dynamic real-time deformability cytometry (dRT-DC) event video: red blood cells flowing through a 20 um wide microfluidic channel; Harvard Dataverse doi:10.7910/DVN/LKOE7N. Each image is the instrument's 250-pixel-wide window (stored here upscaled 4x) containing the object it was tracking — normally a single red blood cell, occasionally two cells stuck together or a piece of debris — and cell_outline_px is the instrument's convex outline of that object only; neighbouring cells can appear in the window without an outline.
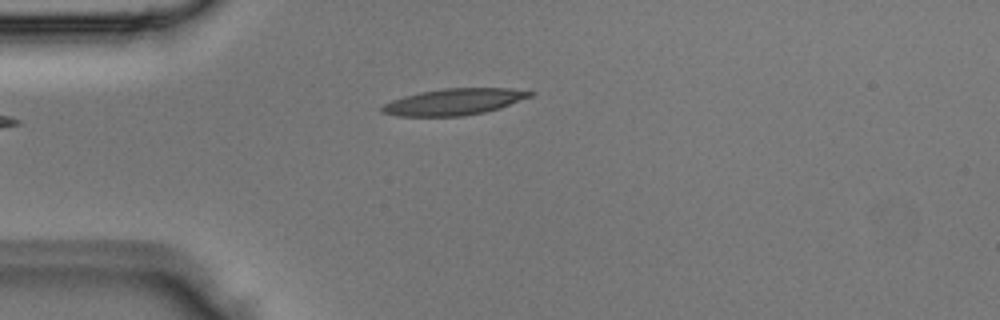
{"species": "Egyptian fruit bat (a non-hibernating species)", "species_latin": "Rousettus aegyptiacus", "temperature_condition": "room temperature", "stored_images_in_passage": 3, "camera_frame_rate_fps": 3000, "um_per_image_px": 0.085, "animal": {"sex": "male"}, "frame": {"image": 1, "passage_image": 3, "time_ms": 0.667, "image_size_px": [1000, 320], "cell_outline_px": [[536, 92], [532, 96], [500, 108], [484, 112], [464, 116], [400, 116], [380, 112], [380, 108], [384, 104], [392, 100], [404, 96], [420, 92], [444, 88], [508, 88]], "centroid_in_image_um": [38.6, 8.65], "position_along_channel_um": 46.4, "area_um2": 22.77}}